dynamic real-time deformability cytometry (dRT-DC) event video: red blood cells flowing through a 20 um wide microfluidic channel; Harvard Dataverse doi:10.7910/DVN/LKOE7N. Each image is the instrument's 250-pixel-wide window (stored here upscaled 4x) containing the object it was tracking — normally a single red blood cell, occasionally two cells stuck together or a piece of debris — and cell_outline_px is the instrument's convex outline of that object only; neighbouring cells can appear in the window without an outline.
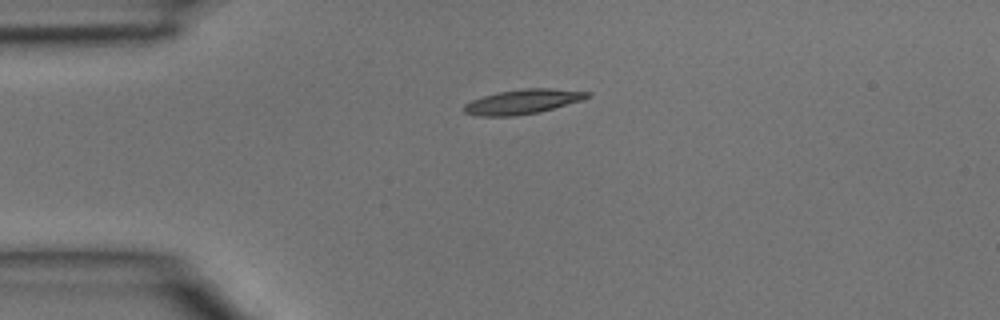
{"species": "common noctule bat (a hibernating species)", "species_latin": "Nyctalus noctula", "temperature_condition": "room temperature", "stored_images_in_passage": 2, "camera_frame_rate_fps": 3000, "um_per_image_px": 0.085, "animal": {"sex": "male", "body_mass_g": 15.6}, "frame": {"image": 1, "passage_image": 1, "time_ms": 0.0, "image_size_px": [1000, 320], "cell_outline_px": [[592, 96], [580, 100], [540, 112], [516, 116], [484, 116], [464, 112], [464, 104], [472, 100], [484, 96], [500, 92], [528, 88], [548, 88], [592, 92]], "centroid_in_image_um": [44.46, 8.64], "position_along_channel_um": 40.5, "area_um2": 17.4}}